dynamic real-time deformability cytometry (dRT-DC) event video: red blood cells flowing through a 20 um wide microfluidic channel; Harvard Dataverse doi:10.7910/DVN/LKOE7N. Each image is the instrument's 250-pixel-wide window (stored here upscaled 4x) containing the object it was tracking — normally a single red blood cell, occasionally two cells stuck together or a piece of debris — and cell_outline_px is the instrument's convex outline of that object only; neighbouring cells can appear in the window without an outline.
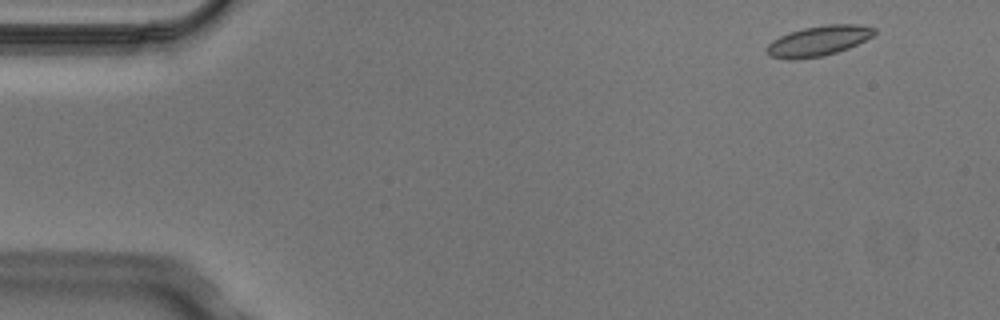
{"species": "Egyptian fruit bat (a non-hibernating species)", "species_latin": "Rousettus aegyptiacus", "temperature_condition": "cold", "stored_images_in_passage": 9, "camera_frame_rate_fps": 3000, "um_per_image_px": 0.085, "animal": {"sex": "male"}, "frame": {"image": 1, "passage_image": 1, "time_ms": 0.0, "image_size_px": [1000, 320], "cell_outline_px": [[876, 32], [872, 36], [848, 48], [824, 56], [796, 60], [788, 60], [768, 56], [768, 44], [772, 40], [788, 32], [804, 28], [828, 24], [860, 24], [876, 28]], "centroid_in_image_um": [69.56, 3.48], "position_along_channel_um": 15.4, "area_um2": 18.96}}
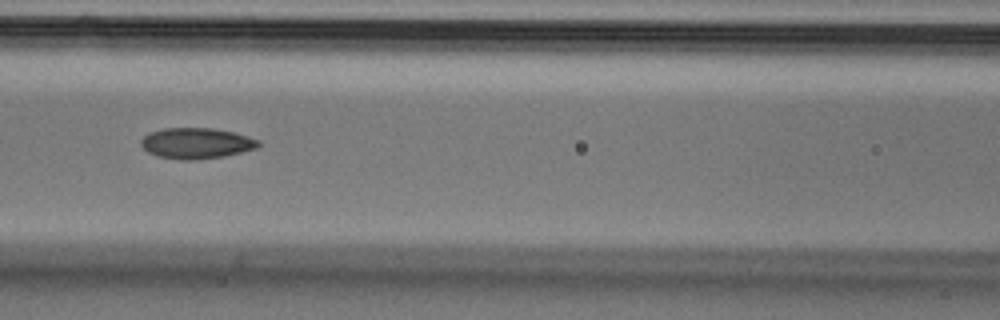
{"frame": {"image": 2, "passage_image": 7, "time_ms": 2.0, "image_size_px": [1000, 320], "cell_outline_px": [[260, 144], [256, 148], [224, 156], [200, 160], [180, 160], [156, 156], [148, 152], [140, 144], [140, 140], [148, 132], [164, 128], [212, 128], [232, 132], [248, 136], [260, 140]], "centroid_in_image_um": [16.66, 12.18], "position_along_channel_um": 149.9, "area_um2": 21.21}}
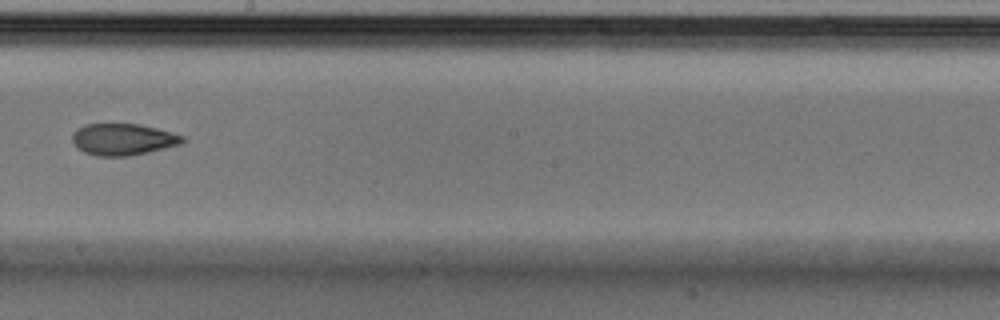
{"frame": {"image": 3, "passage_image": 9, "time_ms": 2.667, "image_size_px": [1000, 320], "cell_outline_px": [[188, 140], [180, 144], [148, 152], [128, 156], [96, 156], [84, 152], [76, 148], [72, 140], [72, 136], [76, 128], [84, 124], [140, 124], [172, 132], [184, 136]], "centroid_in_image_um": [10.45, 11.84], "position_along_channel_um": 237.8, "area_um2": 20.46}}